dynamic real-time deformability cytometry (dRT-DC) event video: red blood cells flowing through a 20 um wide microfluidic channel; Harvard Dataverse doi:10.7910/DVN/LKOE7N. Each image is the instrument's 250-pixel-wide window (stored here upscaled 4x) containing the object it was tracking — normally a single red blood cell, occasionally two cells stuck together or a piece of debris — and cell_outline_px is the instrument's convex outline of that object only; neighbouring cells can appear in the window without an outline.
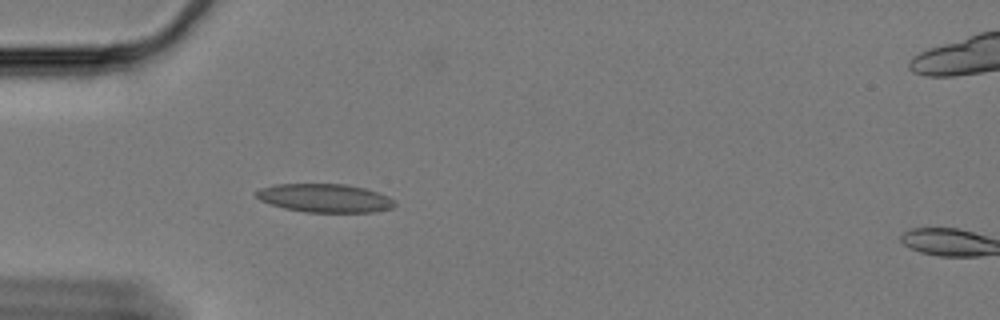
{"species": "Egyptian fruit bat (a non-hibernating species)", "species_latin": "Rousettus aegyptiacus", "temperature_condition": "cold", "stored_images_in_passage": 45, "camera_frame_rate_fps": 3000, "um_per_image_px": 0.085, "animal": {"sex": "female"}, "frame": {"image": 1, "passage_image": 6, "time_ms": 1.667, "image_size_px": [1000, 320], "cell_outline_px": [[396, 204], [392, 208], [372, 212], [304, 212], [284, 208], [260, 200], [256, 196], [256, 192], [260, 188], [272, 184], [344, 184], [364, 188], [388, 196]], "centroid_in_image_um": [27.59, 16.83], "position_along_channel_um": 57.4, "area_um2": 22.83}}
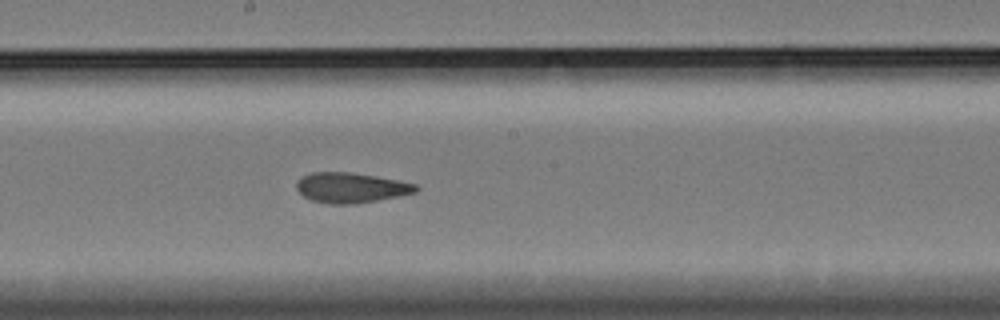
{"frame": {"image": 2, "passage_image": 21, "time_ms": 6.667, "image_size_px": [1000, 320], "cell_outline_px": [[420, 188], [416, 192], [356, 204], [328, 204], [312, 200], [304, 196], [296, 188], [296, 180], [300, 176], [312, 172], [348, 172], [376, 176], [400, 180], [416, 184]], "centroid_in_image_um": [29.8, 15.94], "position_along_channel_um": 218.4, "area_um2": 21.04}}
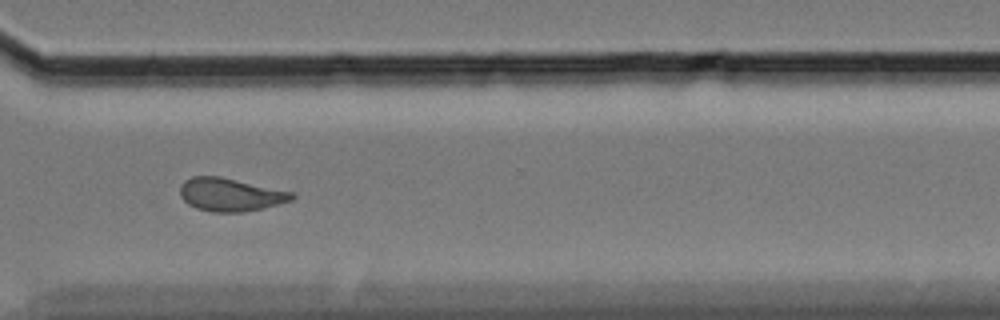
{"frame": {"image": 3, "passage_image": 33, "time_ms": 10.667, "image_size_px": [1000, 320], "cell_outline_px": [[296, 196], [292, 200], [260, 208], [240, 212], [212, 212], [196, 208], [188, 204], [180, 196], [180, 184], [184, 180], [192, 176], [220, 176], [292, 192]], "centroid_in_image_um": [19.52, 16.53], "position_along_channel_um": 351.1, "area_um2": 21.39}, "authors_computed_cell_mechanics": {"area_um2": 21.5594, "velocity_mm_per_s": 3.3192, "shape_relaxation_time_tau1_ms": null, "shape_relaxation_time_tau2_ms": 2.9503, "deformation_change_tau1": null, "deformation_change_tau2": 0.0945}}